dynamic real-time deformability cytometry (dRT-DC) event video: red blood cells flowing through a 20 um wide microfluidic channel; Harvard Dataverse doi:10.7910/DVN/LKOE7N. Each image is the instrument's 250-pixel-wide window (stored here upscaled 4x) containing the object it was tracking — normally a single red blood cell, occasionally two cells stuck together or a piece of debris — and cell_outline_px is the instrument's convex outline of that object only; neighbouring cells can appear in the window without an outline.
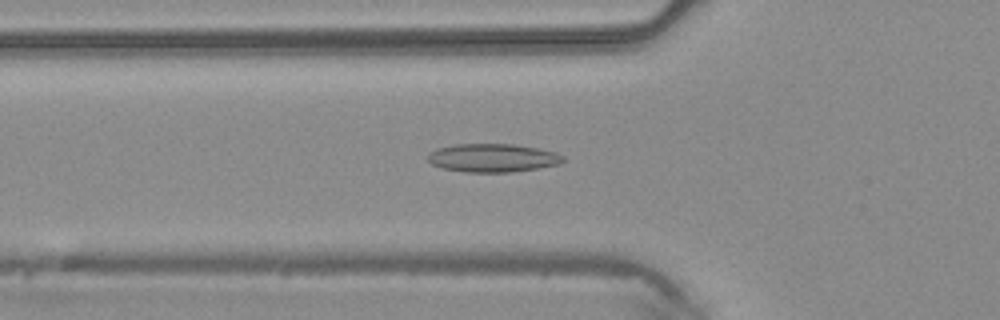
{"species": "common noctule bat (a hibernating species)", "species_latin": "Nyctalus noctula", "temperature_condition": "warm", "stored_images_in_passage": 45, "camera_frame_rate_fps": 3000, "um_per_image_px": 0.085, "animal": {"sex": "male", "body_mass_g": 20.4}, "frame": {"image": 1, "passage_image": 16, "time_ms": 5.0, "image_size_px": [1000, 320], "cell_outline_px": [[564, 160], [560, 164], [536, 168], [508, 172], [464, 172], [444, 168], [432, 164], [428, 160], [428, 156], [436, 148], [456, 144], [512, 144], [540, 148], [556, 152], [564, 156]], "centroid_in_image_um": [41.9, 13.41], "position_along_channel_um": 83.9, "area_um2": 22.25}}
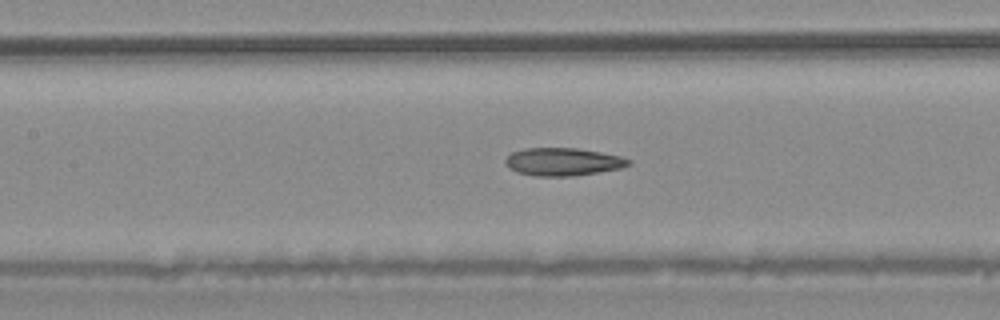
{"frame": {"image": 2, "passage_image": 21, "time_ms": 6.667, "image_size_px": [1000, 320], "cell_outline_px": [[632, 164], [620, 168], [576, 176], [536, 176], [516, 172], [508, 168], [504, 164], [504, 160], [512, 152], [524, 148], [576, 148], [600, 152], [620, 156], [632, 160]], "centroid_in_image_um": [47.83, 13.75], "position_along_channel_um": 159.6, "area_um2": 20.11}}
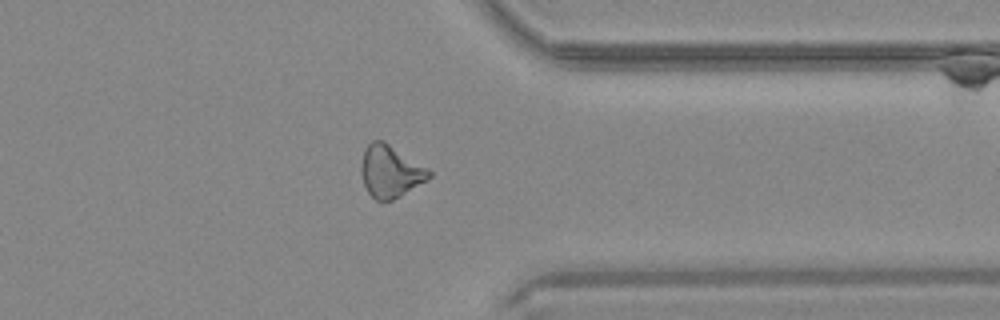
{"frame": {"image": 3, "passage_image": 36, "time_ms": 11.667, "image_size_px": [1000, 320], "cell_outline_px": [[432, 176], [428, 180], [400, 196], [392, 200], [376, 200], [368, 192], [364, 184], [360, 172], [360, 168], [364, 148], [372, 140], [384, 140], [432, 172]], "centroid_in_image_um": [33.16, 14.56], "position_along_channel_um": 378.2, "area_um2": 20.52}}